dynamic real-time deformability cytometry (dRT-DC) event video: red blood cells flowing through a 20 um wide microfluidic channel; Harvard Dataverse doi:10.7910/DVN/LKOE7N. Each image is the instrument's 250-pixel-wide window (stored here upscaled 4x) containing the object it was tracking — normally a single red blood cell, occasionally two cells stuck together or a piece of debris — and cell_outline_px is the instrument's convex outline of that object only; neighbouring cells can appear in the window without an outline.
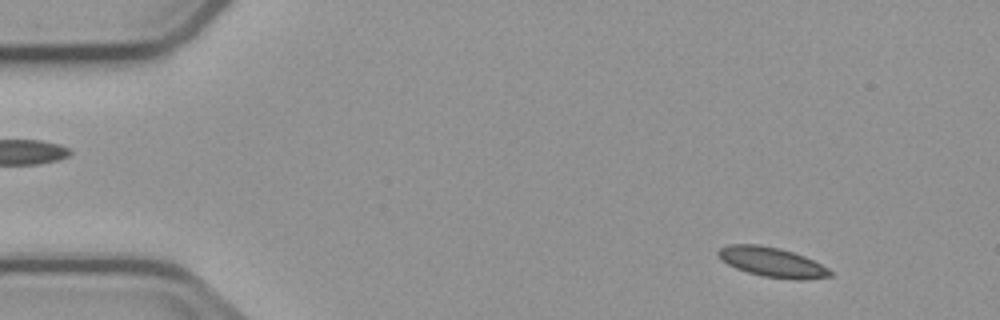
{"species": "common noctule bat (a hibernating species)", "species_latin": "Nyctalus noctula", "temperature_condition": "cold", "stored_images_in_passage": 3, "camera_frame_rate_fps": 3000, "um_per_image_px": 0.085, "animal": {"sex": "male", "body_mass_g": 23.1, "forearm_length_mm": 52.7}, "frame": {"image": 1, "passage_image": 1, "time_ms": 0.0, "image_size_px": [1000, 320], "cell_outline_px": [[832, 276], [804, 280], [792, 280], [764, 276], [748, 272], [736, 268], [720, 260], [716, 252], [720, 248], [728, 244], [760, 244], [780, 248], [804, 256], [828, 268], [832, 272]], "centroid_in_image_um": [65.61, 22.28], "position_along_channel_um": 19.4, "area_um2": 19.42}}